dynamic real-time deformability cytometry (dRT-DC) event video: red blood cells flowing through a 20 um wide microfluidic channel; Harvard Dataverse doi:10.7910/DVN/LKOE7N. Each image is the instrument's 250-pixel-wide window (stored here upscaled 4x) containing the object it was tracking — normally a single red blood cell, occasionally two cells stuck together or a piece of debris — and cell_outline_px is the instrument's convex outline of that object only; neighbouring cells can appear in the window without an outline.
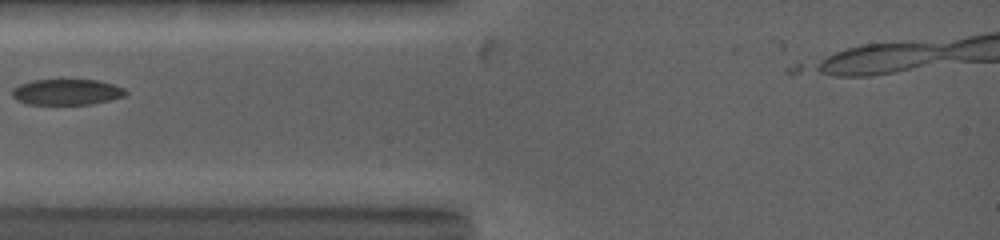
{"species": "common noctule bat (a hibernating species)", "species_latin": "Nyctalus noctula", "temperature_condition": "warm", "stored_images_in_passage": 11, "camera_frame_rate_fps": 5000, "um_per_image_px": 0.085, "animal": {"sex": "female", "body_mass_g": 19.0, "forearm_length_mm": 53.3}, "frame": {"image": 1, "passage_image": 1, "time_ms": 0.0, "image_size_px": [1000, 240], "cell_outline_px": [[128, 92], [124, 96], [92, 104], [28, 104], [16, 100], [12, 96], [12, 88], [20, 84], [32, 80], [96, 80], [112, 84], [124, 88]], "centroid_in_image_um": [5.64, 7.82], "position_along_channel_um": 79.4, "area_um2": 16.99}}
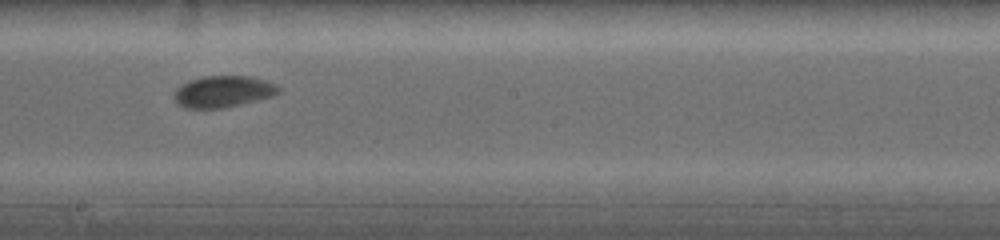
{"frame": {"image": 2, "passage_image": 7, "time_ms": 3.8, "image_size_px": [1000, 240], "cell_outline_px": [[280, 92], [272, 96], [224, 108], [184, 108], [172, 96], [172, 92], [180, 84], [188, 80], [204, 76], [252, 76], [276, 84], [280, 88]], "centroid_in_image_um": [18.93, 7.77], "position_along_channel_um": 229.3, "area_um2": 19.31}}
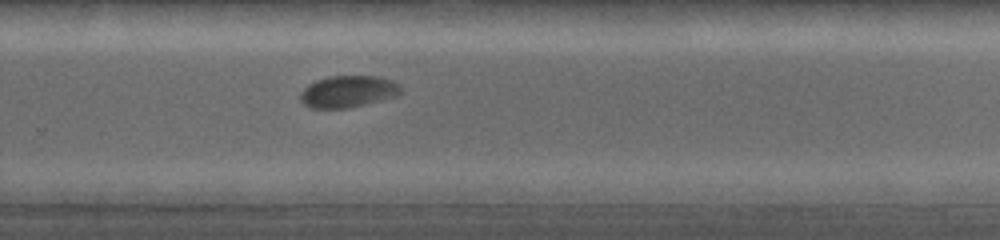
{"frame": {"image": 3, "passage_image": 10, "time_ms": 5.6, "image_size_px": [1000, 240], "cell_outline_px": [[404, 92], [396, 96], [348, 108], [308, 108], [300, 100], [300, 92], [308, 84], [316, 80], [328, 76], [380, 76], [392, 80], [400, 84], [404, 88]], "centroid_in_image_um": [29.61, 7.77], "position_along_channel_um": 300.2, "area_um2": 18.9}}